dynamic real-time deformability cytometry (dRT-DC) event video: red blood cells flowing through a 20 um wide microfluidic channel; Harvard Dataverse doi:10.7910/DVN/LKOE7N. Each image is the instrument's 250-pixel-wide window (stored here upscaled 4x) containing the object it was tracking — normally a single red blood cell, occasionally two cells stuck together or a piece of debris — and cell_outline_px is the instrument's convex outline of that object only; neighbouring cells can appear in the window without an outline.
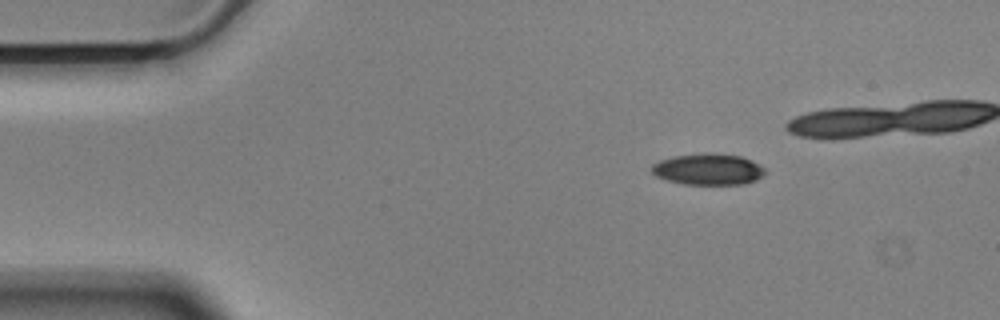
{"species": "Egyptian fruit bat (a non-hibernating species)", "species_latin": "Rousettus aegyptiacus", "temperature_condition": "cold", "stored_images_in_passage": 38, "camera_frame_rate_fps": 3000, "um_per_image_px": 0.085, "animal": {"sex": "male"}, "frame": {"image": 1, "passage_image": 1, "time_ms": 0.0, "image_size_px": [1000, 320], "cell_outline_px": [[764, 172], [756, 180], [744, 184], [684, 184], [668, 180], [656, 176], [652, 172], [652, 164], [660, 160], [672, 156], [704, 152], [712, 152], [740, 156], [752, 160], [764, 168]], "centroid_in_image_um": [60.17, 14.37], "position_along_channel_um": 24.8, "area_um2": 20.69}}
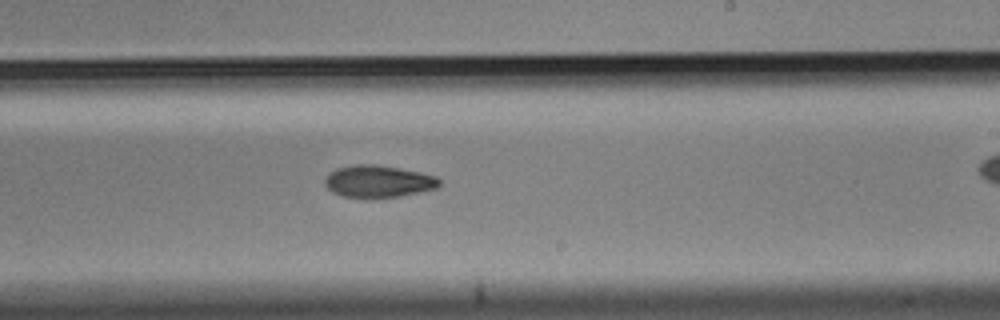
{"frame": {"image": 2, "passage_image": 26, "time_ms": 8.333, "image_size_px": [1000, 320], "cell_outline_px": [[440, 184], [436, 188], [420, 192], [400, 196], [340, 196], [332, 192], [324, 184], [324, 180], [336, 168], [356, 164], [376, 164], [400, 168], [420, 172], [436, 176], [440, 180]], "centroid_in_image_um": [32.17, 15.39], "position_along_channel_um": 256.8, "area_um2": 21.04}}
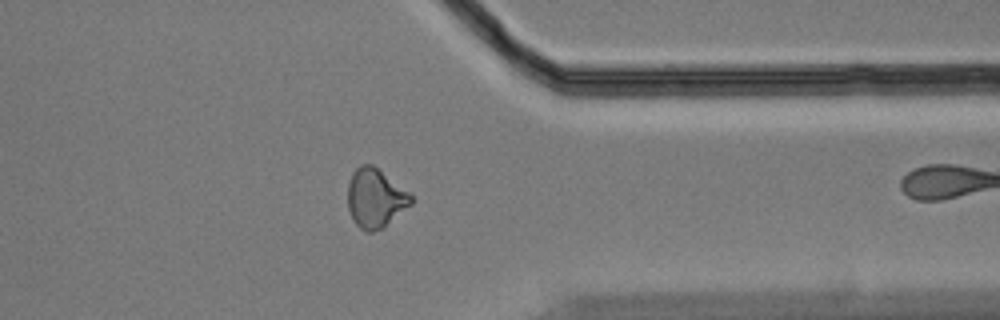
{"frame": {"image": 3, "passage_image": 37, "time_ms": 12.0, "image_size_px": [1000, 320], "cell_outline_px": [[412, 204], [384, 228], [372, 232], [368, 232], [360, 228], [356, 224], [348, 208], [348, 184], [352, 172], [360, 164], [372, 164], [408, 192], [412, 196]], "centroid_in_image_um": [31.89, 16.86], "position_along_channel_um": 379.5, "area_um2": 21.68}}